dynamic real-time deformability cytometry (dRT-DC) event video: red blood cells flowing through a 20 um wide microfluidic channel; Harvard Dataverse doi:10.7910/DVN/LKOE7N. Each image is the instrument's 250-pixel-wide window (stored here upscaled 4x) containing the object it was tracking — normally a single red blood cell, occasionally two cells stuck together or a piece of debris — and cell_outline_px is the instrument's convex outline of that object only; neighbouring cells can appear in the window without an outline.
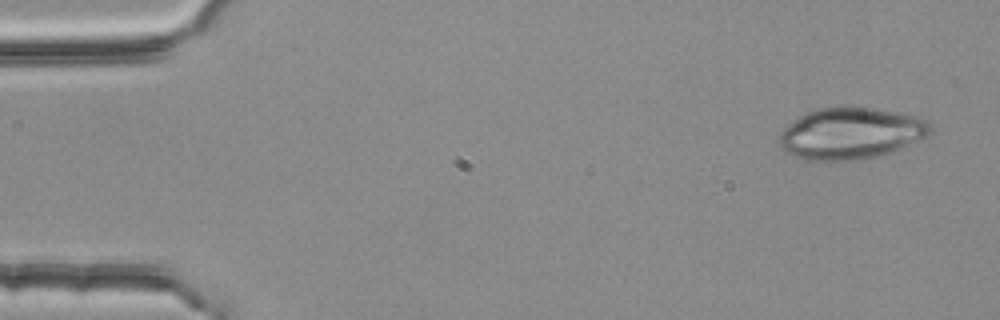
{"species": "common noctule bat (a hibernating species)", "species_latin": "Nyctalus noctula", "temperature_condition": "room temperature", "stored_images_in_passage": 3, "camera_frame_rate_fps": 3000, "um_per_image_px": 0.085, "animal": {"sex": "female", "body_mass_g": 25.1}, "frame": {"image": 1, "passage_image": 1, "time_ms": 0.0, "image_size_px": [1000, 320], "cell_outline_px": [[932, 132], [928, 136], [888, 152], [876, 156], [860, 160], [804, 160], [792, 156], [780, 144], [780, 132], [788, 124], [804, 112], [816, 108], [840, 104], [856, 104], [916, 116], [928, 120], [932, 128]], "centroid_in_image_um": [72.3, 11.28], "position_along_channel_um": 12.7, "area_um2": 46.07}}